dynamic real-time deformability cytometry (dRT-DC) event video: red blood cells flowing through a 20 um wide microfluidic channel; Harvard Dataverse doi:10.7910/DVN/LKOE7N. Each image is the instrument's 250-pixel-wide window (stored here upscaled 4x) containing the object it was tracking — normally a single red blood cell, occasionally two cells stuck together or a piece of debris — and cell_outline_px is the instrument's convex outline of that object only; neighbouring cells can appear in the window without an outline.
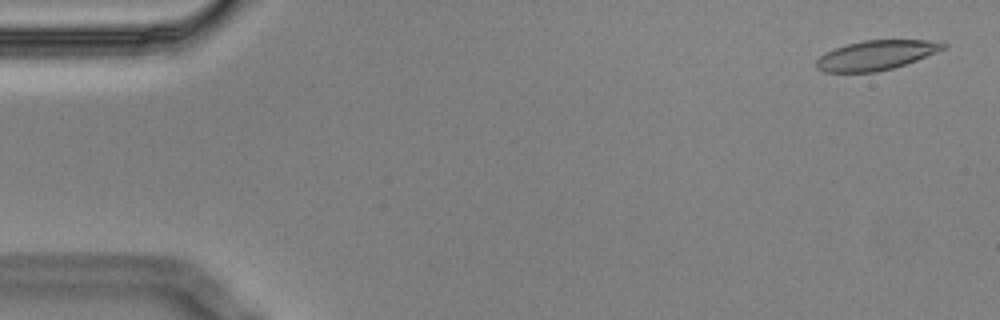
{"species": "Egyptian fruit bat (a non-hibernating species)", "species_latin": "Rousettus aegyptiacus", "temperature_condition": "cold", "stored_images_in_passage": 5, "camera_frame_rate_fps": 3000, "um_per_image_px": 0.085, "animal": {"sex": "male"}, "frame": {"image": 1, "passage_image": 1, "time_ms": 0.0, "image_size_px": [1000, 320], "cell_outline_px": [[948, 48], [916, 60], [892, 68], [876, 72], [824, 72], [816, 68], [816, 60], [824, 52], [848, 44], [864, 40], [928, 40], [948, 44]], "centroid_in_image_um": [74.47, 4.69], "position_along_channel_um": 10.5, "area_um2": 21.79}}
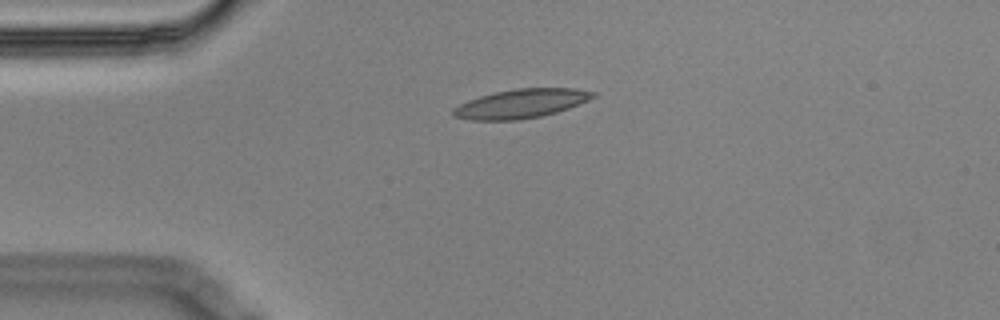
{"frame": {"image": 2, "passage_image": 4, "time_ms": 1.0, "image_size_px": [1000, 320], "cell_outline_px": [[596, 96], [588, 100], [568, 108], [556, 112], [540, 116], [516, 120], [468, 120], [452, 116], [452, 108], [468, 100], [480, 96], [496, 92], [516, 88], [576, 88], [596, 92]], "centroid_in_image_um": [44.27, 8.8], "position_along_channel_um": 40.7, "area_um2": 23.58}}